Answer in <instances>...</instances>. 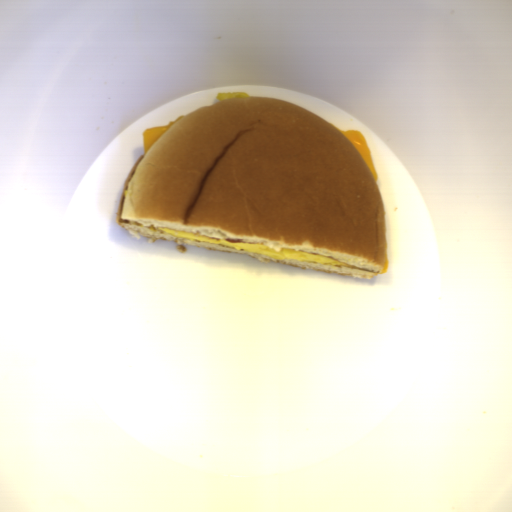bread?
Masks as SVG:
<instances>
[{
	"mask_svg": "<svg viewBox=\"0 0 512 512\" xmlns=\"http://www.w3.org/2000/svg\"><path fill=\"white\" fill-rule=\"evenodd\" d=\"M121 223L137 238L243 254L370 279L388 260L380 189L357 147L308 109L273 98L228 97L171 125L128 182ZM167 227L231 243L295 249L350 266L274 260L184 240Z\"/></svg>",
	"mask_w": 512,
	"mask_h": 512,
	"instance_id": "8d2b1439",
	"label": "bread"
}]
</instances>
